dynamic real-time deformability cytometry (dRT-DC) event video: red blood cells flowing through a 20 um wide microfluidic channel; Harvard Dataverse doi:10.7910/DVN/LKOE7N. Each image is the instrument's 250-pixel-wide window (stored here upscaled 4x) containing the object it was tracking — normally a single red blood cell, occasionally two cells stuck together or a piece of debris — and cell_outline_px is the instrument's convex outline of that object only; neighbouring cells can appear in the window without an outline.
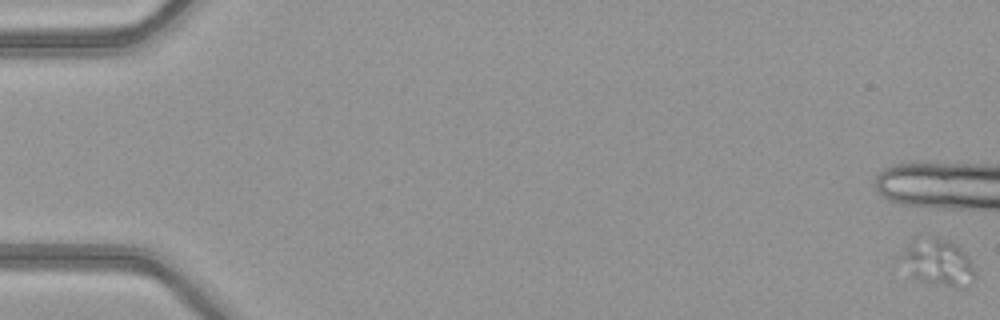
{"species": "common noctule bat (a hibernating species)", "species_latin": "Nyctalus noctula", "temperature_condition": "warm", "stored_images_in_passage": 8, "camera_frame_rate_fps": 3000, "um_per_image_px": 0.085, "animal": {"sex": "female", "body_mass_g": 21.9}, "frame": {"image": 1, "passage_image": 1, "time_ms": 0.0, "image_size_px": [1000, 320], "cell_outline_px": [[976, 280], [960, 288], [956, 288], [916, 280], [896, 260], [916, 236], [920, 232], [936, 236], [956, 244], [960, 248], [972, 264], [976, 272]], "centroid_in_image_um": [79.67, 22.27], "position_along_channel_um": 5.3, "area_um2": 20.87}}